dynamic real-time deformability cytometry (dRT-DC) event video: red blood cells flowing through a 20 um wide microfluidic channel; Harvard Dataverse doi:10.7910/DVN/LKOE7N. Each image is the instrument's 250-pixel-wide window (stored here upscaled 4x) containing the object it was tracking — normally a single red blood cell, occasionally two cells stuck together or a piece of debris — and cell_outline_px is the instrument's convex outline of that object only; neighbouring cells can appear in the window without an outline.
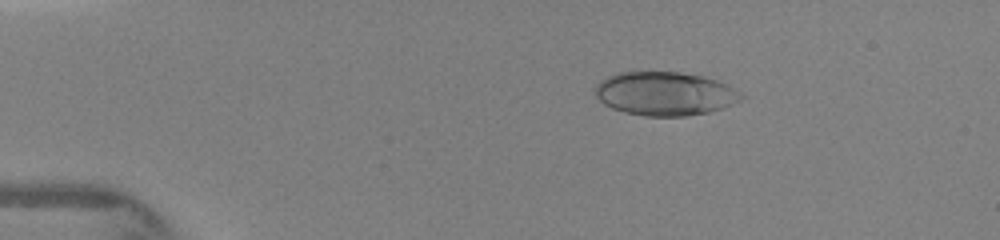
{"species": "human", "species_latin": "Homo sapiens", "temperature_condition": "warm", "stored_images_in_passage": 5, "camera_frame_rate_fps": 3000, "um_per_image_px": 0.085, "donor": {"sex": "female"}, "frame": {"image": 1, "passage_image": 3, "time_ms": 2.333, "image_size_px": [1000, 240], "cell_outline_px": [[748, 96], [740, 100], [720, 108], [708, 112], [684, 116], [644, 116], [624, 112], [612, 108], [604, 104], [596, 96], [592, 88], [600, 80], [616, 72], [632, 68], [680, 72], [704, 76], [728, 84], [736, 88]], "centroid_in_image_um": [56.46, 7.9], "position_along_channel_um": 28.5, "area_um2": 38.44}}
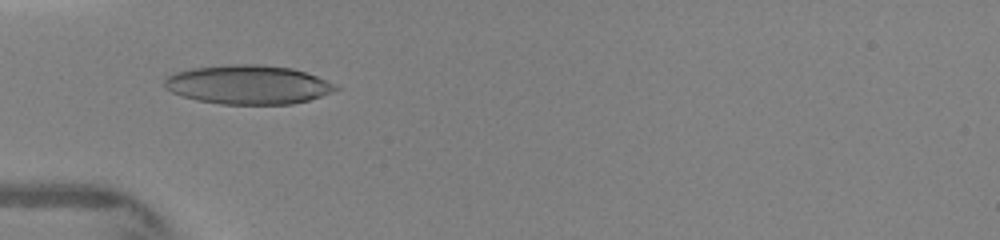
{"frame": {"image": 2, "passage_image": 5, "time_ms": 4.667, "image_size_px": [1000, 240], "cell_outline_px": [[340, 88], [332, 92], [308, 100], [292, 104], [220, 104], [196, 100], [180, 96], [164, 88], [164, 80], [168, 76], [176, 72], [192, 68], [236, 64], [260, 64], [292, 68], [316, 76], [336, 84]], "centroid_in_image_um": [21.07, 7.2], "position_along_channel_um": 63.9, "area_um2": 38.9}}